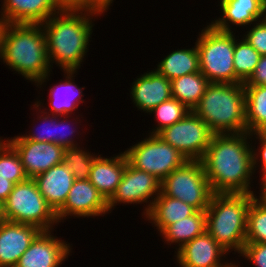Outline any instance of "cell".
<instances>
[{"label":"cell","instance_id":"cell-1","mask_svg":"<svg viewBox=\"0 0 266 267\" xmlns=\"http://www.w3.org/2000/svg\"><path fill=\"white\" fill-rule=\"evenodd\" d=\"M251 133L213 134L200 160L213 193H258L254 180Z\"/></svg>","mask_w":266,"mask_h":267},{"label":"cell","instance_id":"cell-2","mask_svg":"<svg viewBox=\"0 0 266 267\" xmlns=\"http://www.w3.org/2000/svg\"><path fill=\"white\" fill-rule=\"evenodd\" d=\"M107 11V9L62 8L41 24L52 68L53 64L62 71H78L81 68L89 52L94 21Z\"/></svg>","mask_w":266,"mask_h":267},{"label":"cell","instance_id":"cell-3","mask_svg":"<svg viewBox=\"0 0 266 267\" xmlns=\"http://www.w3.org/2000/svg\"><path fill=\"white\" fill-rule=\"evenodd\" d=\"M0 60L8 69H13L38 88L46 86L50 74H53L41 24H4L0 38Z\"/></svg>","mask_w":266,"mask_h":267},{"label":"cell","instance_id":"cell-4","mask_svg":"<svg viewBox=\"0 0 266 267\" xmlns=\"http://www.w3.org/2000/svg\"><path fill=\"white\" fill-rule=\"evenodd\" d=\"M256 193H214L206 209V231L229 253L246 243L247 215Z\"/></svg>","mask_w":266,"mask_h":267},{"label":"cell","instance_id":"cell-5","mask_svg":"<svg viewBox=\"0 0 266 267\" xmlns=\"http://www.w3.org/2000/svg\"><path fill=\"white\" fill-rule=\"evenodd\" d=\"M192 111L214 134L247 132L244 83H210Z\"/></svg>","mask_w":266,"mask_h":267},{"label":"cell","instance_id":"cell-6","mask_svg":"<svg viewBox=\"0 0 266 267\" xmlns=\"http://www.w3.org/2000/svg\"><path fill=\"white\" fill-rule=\"evenodd\" d=\"M196 39L200 72L210 83H236L234 31H221L207 23Z\"/></svg>","mask_w":266,"mask_h":267},{"label":"cell","instance_id":"cell-7","mask_svg":"<svg viewBox=\"0 0 266 267\" xmlns=\"http://www.w3.org/2000/svg\"><path fill=\"white\" fill-rule=\"evenodd\" d=\"M2 206L5 220L34 225L42 231L55 230L59 225L56 213L31 178L16 183Z\"/></svg>","mask_w":266,"mask_h":267},{"label":"cell","instance_id":"cell-8","mask_svg":"<svg viewBox=\"0 0 266 267\" xmlns=\"http://www.w3.org/2000/svg\"><path fill=\"white\" fill-rule=\"evenodd\" d=\"M160 192L206 211L214 194L200 160H188L160 183Z\"/></svg>","mask_w":266,"mask_h":267},{"label":"cell","instance_id":"cell-9","mask_svg":"<svg viewBox=\"0 0 266 267\" xmlns=\"http://www.w3.org/2000/svg\"><path fill=\"white\" fill-rule=\"evenodd\" d=\"M147 135L124 152L132 167L152 174L161 182L173 170L181 167L188 160L156 134Z\"/></svg>","mask_w":266,"mask_h":267},{"label":"cell","instance_id":"cell-10","mask_svg":"<svg viewBox=\"0 0 266 267\" xmlns=\"http://www.w3.org/2000/svg\"><path fill=\"white\" fill-rule=\"evenodd\" d=\"M214 133L192 110L180 121L156 135L182 153L187 160H201Z\"/></svg>","mask_w":266,"mask_h":267},{"label":"cell","instance_id":"cell-11","mask_svg":"<svg viewBox=\"0 0 266 267\" xmlns=\"http://www.w3.org/2000/svg\"><path fill=\"white\" fill-rule=\"evenodd\" d=\"M160 183L152 174L137 170L127 163L121 182L108 200L109 213L119 204L137 206L145 203L141 213L144 218L160 194Z\"/></svg>","mask_w":266,"mask_h":267},{"label":"cell","instance_id":"cell-12","mask_svg":"<svg viewBox=\"0 0 266 267\" xmlns=\"http://www.w3.org/2000/svg\"><path fill=\"white\" fill-rule=\"evenodd\" d=\"M109 214L108 201L87 180H75L64 205L56 212L58 223L67 218H92ZM71 216V217H70Z\"/></svg>","mask_w":266,"mask_h":267},{"label":"cell","instance_id":"cell-13","mask_svg":"<svg viewBox=\"0 0 266 267\" xmlns=\"http://www.w3.org/2000/svg\"><path fill=\"white\" fill-rule=\"evenodd\" d=\"M4 138L18 153L25 174L33 179L63 162L65 148L52 142Z\"/></svg>","mask_w":266,"mask_h":267},{"label":"cell","instance_id":"cell-14","mask_svg":"<svg viewBox=\"0 0 266 267\" xmlns=\"http://www.w3.org/2000/svg\"><path fill=\"white\" fill-rule=\"evenodd\" d=\"M53 232L41 231L15 267H61L72 255V244L54 236Z\"/></svg>","mask_w":266,"mask_h":267},{"label":"cell","instance_id":"cell-15","mask_svg":"<svg viewBox=\"0 0 266 267\" xmlns=\"http://www.w3.org/2000/svg\"><path fill=\"white\" fill-rule=\"evenodd\" d=\"M179 267H225L229 262L225 250L207 231L175 251Z\"/></svg>","mask_w":266,"mask_h":267},{"label":"cell","instance_id":"cell-16","mask_svg":"<svg viewBox=\"0 0 266 267\" xmlns=\"http://www.w3.org/2000/svg\"><path fill=\"white\" fill-rule=\"evenodd\" d=\"M64 80H60L59 83L50 86L48 94V108L44 107V100H37L34 102L35 105L39 107L44 113L56 116L72 115L77 111L80 104L84 103L83 87L77 86L75 83V77L78 71L75 70H65L62 71ZM76 74V75H75ZM43 101V102H42ZM42 106V107H41Z\"/></svg>","mask_w":266,"mask_h":267},{"label":"cell","instance_id":"cell-17","mask_svg":"<svg viewBox=\"0 0 266 267\" xmlns=\"http://www.w3.org/2000/svg\"><path fill=\"white\" fill-rule=\"evenodd\" d=\"M38 227L4 220L0 223V267H15L41 232Z\"/></svg>","mask_w":266,"mask_h":267},{"label":"cell","instance_id":"cell-18","mask_svg":"<svg viewBox=\"0 0 266 267\" xmlns=\"http://www.w3.org/2000/svg\"><path fill=\"white\" fill-rule=\"evenodd\" d=\"M130 87L133 105L145 114L172 97L170 80L155 69L137 76Z\"/></svg>","mask_w":266,"mask_h":267},{"label":"cell","instance_id":"cell-19","mask_svg":"<svg viewBox=\"0 0 266 267\" xmlns=\"http://www.w3.org/2000/svg\"><path fill=\"white\" fill-rule=\"evenodd\" d=\"M221 15L210 24L221 31H229L238 27H248L264 19L265 6L263 0H221L218 1Z\"/></svg>","mask_w":266,"mask_h":267},{"label":"cell","instance_id":"cell-20","mask_svg":"<svg viewBox=\"0 0 266 267\" xmlns=\"http://www.w3.org/2000/svg\"><path fill=\"white\" fill-rule=\"evenodd\" d=\"M0 6L5 24H42L62 9L56 0H2Z\"/></svg>","mask_w":266,"mask_h":267},{"label":"cell","instance_id":"cell-21","mask_svg":"<svg viewBox=\"0 0 266 267\" xmlns=\"http://www.w3.org/2000/svg\"><path fill=\"white\" fill-rule=\"evenodd\" d=\"M39 192L56 213L66 202L75 181L67 165L62 162L33 178Z\"/></svg>","mask_w":266,"mask_h":267},{"label":"cell","instance_id":"cell-22","mask_svg":"<svg viewBox=\"0 0 266 267\" xmlns=\"http://www.w3.org/2000/svg\"><path fill=\"white\" fill-rule=\"evenodd\" d=\"M127 163L125 152H119L118 155L109 158L98 153L95 157L89 181L107 201L115 193L121 182Z\"/></svg>","mask_w":266,"mask_h":267},{"label":"cell","instance_id":"cell-23","mask_svg":"<svg viewBox=\"0 0 266 267\" xmlns=\"http://www.w3.org/2000/svg\"><path fill=\"white\" fill-rule=\"evenodd\" d=\"M196 211L194 207L182 200L171 198L160 192L144 220L151 223L154 229L156 227L157 233L160 234L167 226L193 215Z\"/></svg>","mask_w":266,"mask_h":267},{"label":"cell","instance_id":"cell-24","mask_svg":"<svg viewBox=\"0 0 266 267\" xmlns=\"http://www.w3.org/2000/svg\"><path fill=\"white\" fill-rule=\"evenodd\" d=\"M206 231L205 211H196L193 215L167 226L159 235L165 244L179 250L184 244Z\"/></svg>","mask_w":266,"mask_h":267},{"label":"cell","instance_id":"cell-25","mask_svg":"<svg viewBox=\"0 0 266 267\" xmlns=\"http://www.w3.org/2000/svg\"><path fill=\"white\" fill-rule=\"evenodd\" d=\"M156 65L155 70L170 81L183 75L200 72L196 43L192 48H178L170 52Z\"/></svg>","mask_w":266,"mask_h":267},{"label":"cell","instance_id":"cell-26","mask_svg":"<svg viewBox=\"0 0 266 267\" xmlns=\"http://www.w3.org/2000/svg\"><path fill=\"white\" fill-rule=\"evenodd\" d=\"M170 82L172 97L186 105L190 110H193L199 103L210 84L201 72L183 75Z\"/></svg>","mask_w":266,"mask_h":267},{"label":"cell","instance_id":"cell-27","mask_svg":"<svg viewBox=\"0 0 266 267\" xmlns=\"http://www.w3.org/2000/svg\"><path fill=\"white\" fill-rule=\"evenodd\" d=\"M244 89L247 132L263 130L266 126V86L244 85Z\"/></svg>","mask_w":266,"mask_h":267},{"label":"cell","instance_id":"cell-28","mask_svg":"<svg viewBox=\"0 0 266 267\" xmlns=\"http://www.w3.org/2000/svg\"><path fill=\"white\" fill-rule=\"evenodd\" d=\"M235 36L233 55L236 83H246L254 73L261 55L242 37Z\"/></svg>","mask_w":266,"mask_h":267},{"label":"cell","instance_id":"cell-29","mask_svg":"<svg viewBox=\"0 0 266 267\" xmlns=\"http://www.w3.org/2000/svg\"><path fill=\"white\" fill-rule=\"evenodd\" d=\"M246 243H266V202L257 194L248 209Z\"/></svg>","mask_w":266,"mask_h":267},{"label":"cell","instance_id":"cell-30","mask_svg":"<svg viewBox=\"0 0 266 267\" xmlns=\"http://www.w3.org/2000/svg\"><path fill=\"white\" fill-rule=\"evenodd\" d=\"M190 111L191 110L186 105L171 97L170 99L159 104L149 113H147V115L154 114V121H156L155 123H157V125H155V128H151L149 134H157L165 127L171 126L177 121H180Z\"/></svg>","mask_w":266,"mask_h":267},{"label":"cell","instance_id":"cell-31","mask_svg":"<svg viewBox=\"0 0 266 267\" xmlns=\"http://www.w3.org/2000/svg\"><path fill=\"white\" fill-rule=\"evenodd\" d=\"M82 144L76 147L65 148L63 162L72 172L75 180H87L90 176L91 167L96 153L86 150Z\"/></svg>","mask_w":266,"mask_h":267},{"label":"cell","instance_id":"cell-32","mask_svg":"<svg viewBox=\"0 0 266 267\" xmlns=\"http://www.w3.org/2000/svg\"><path fill=\"white\" fill-rule=\"evenodd\" d=\"M0 176L14 184L28 179L18 153L5 139L0 143Z\"/></svg>","mask_w":266,"mask_h":267},{"label":"cell","instance_id":"cell-33","mask_svg":"<svg viewBox=\"0 0 266 267\" xmlns=\"http://www.w3.org/2000/svg\"><path fill=\"white\" fill-rule=\"evenodd\" d=\"M32 106L34 108V109L32 108V110L33 111L36 110V114H37V118H36L37 121L35 122L38 123V120H39V122L43 125H38L39 127H36L37 128L36 131L35 130L33 131L32 129H30L25 134L17 135V136L11 137L10 139H27V140H32L35 142L55 143L56 115H50V114L44 113L42 110L40 111L39 107L35 105L34 103L32 104Z\"/></svg>","mask_w":266,"mask_h":267},{"label":"cell","instance_id":"cell-34","mask_svg":"<svg viewBox=\"0 0 266 267\" xmlns=\"http://www.w3.org/2000/svg\"><path fill=\"white\" fill-rule=\"evenodd\" d=\"M72 116L73 115L56 116L55 144L60 145L64 148L76 147L80 146L81 144L75 139L81 138L80 135L83 134L79 130H77L78 125H82V120H80L81 118L79 115L75 117ZM67 118L70 120H68ZM72 126H74V128Z\"/></svg>","mask_w":266,"mask_h":267},{"label":"cell","instance_id":"cell-35","mask_svg":"<svg viewBox=\"0 0 266 267\" xmlns=\"http://www.w3.org/2000/svg\"><path fill=\"white\" fill-rule=\"evenodd\" d=\"M256 139L259 141V143H256ZM251 141L252 142V159H253V171L254 174L256 173V170L259 169V173L261 178L259 180H262L266 177V134L260 130L257 132L251 133ZM255 140V144L253 145V142ZM256 144H258L256 149ZM261 170V171H260Z\"/></svg>","mask_w":266,"mask_h":267},{"label":"cell","instance_id":"cell-36","mask_svg":"<svg viewBox=\"0 0 266 267\" xmlns=\"http://www.w3.org/2000/svg\"><path fill=\"white\" fill-rule=\"evenodd\" d=\"M242 36L261 56L266 55V20H259L248 26Z\"/></svg>","mask_w":266,"mask_h":267},{"label":"cell","instance_id":"cell-37","mask_svg":"<svg viewBox=\"0 0 266 267\" xmlns=\"http://www.w3.org/2000/svg\"><path fill=\"white\" fill-rule=\"evenodd\" d=\"M238 256L247 259L253 267H266V243H245Z\"/></svg>","mask_w":266,"mask_h":267},{"label":"cell","instance_id":"cell-38","mask_svg":"<svg viewBox=\"0 0 266 267\" xmlns=\"http://www.w3.org/2000/svg\"><path fill=\"white\" fill-rule=\"evenodd\" d=\"M244 85L266 86V55L260 57L254 73Z\"/></svg>","mask_w":266,"mask_h":267},{"label":"cell","instance_id":"cell-39","mask_svg":"<svg viewBox=\"0 0 266 267\" xmlns=\"http://www.w3.org/2000/svg\"><path fill=\"white\" fill-rule=\"evenodd\" d=\"M62 8L105 9L97 0H56Z\"/></svg>","mask_w":266,"mask_h":267},{"label":"cell","instance_id":"cell-40","mask_svg":"<svg viewBox=\"0 0 266 267\" xmlns=\"http://www.w3.org/2000/svg\"><path fill=\"white\" fill-rule=\"evenodd\" d=\"M14 183L8 178H4L3 176H0V203L3 204L11 191L13 190Z\"/></svg>","mask_w":266,"mask_h":267},{"label":"cell","instance_id":"cell-41","mask_svg":"<svg viewBox=\"0 0 266 267\" xmlns=\"http://www.w3.org/2000/svg\"><path fill=\"white\" fill-rule=\"evenodd\" d=\"M259 197L264 201V202H266V177L265 178H263L262 180H260L259 181Z\"/></svg>","mask_w":266,"mask_h":267},{"label":"cell","instance_id":"cell-42","mask_svg":"<svg viewBox=\"0 0 266 267\" xmlns=\"http://www.w3.org/2000/svg\"><path fill=\"white\" fill-rule=\"evenodd\" d=\"M105 9H111L114 0H97Z\"/></svg>","mask_w":266,"mask_h":267},{"label":"cell","instance_id":"cell-43","mask_svg":"<svg viewBox=\"0 0 266 267\" xmlns=\"http://www.w3.org/2000/svg\"><path fill=\"white\" fill-rule=\"evenodd\" d=\"M230 263H228L225 267H241L238 263H235L236 261H229ZM238 264V265H237Z\"/></svg>","mask_w":266,"mask_h":267},{"label":"cell","instance_id":"cell-44","mask_svg":"<svg viewBox=\"0 0 266 267\" xmlns=\"http://www.w3.org/2000/svg\"><path fill=\"white\" fill-rule=\"evenodd\" d=\"M4 220L5 219H4V216H3V206L0 203V223L3 222Z\"/></svg>","mask_w":266,"mask_h":267},{"label":"cell","instance_id":"cell-45","mask_svg":"<svg viewBox=\"0 0 266 267\" xmlns=\"http://www.w3.org/2000/svg\"><path fill=\"white\" fill-rule=\"evenodd\" d=\"M4 21L2 20V18H1V15H0V38H1V32H2V28H3V26H4Z\"/></svg>","mask_w":266,"mask_h":267},{"label":"cell","instance_id":"cell-46","mask_svg":"<svg viewBox=\"0 0 266 267\" xmlns=\"http://www.w3.org/2000/svg\"><path fill=\"white\" fill-rule=\"evenodd\" d=\"M264 19L266 20V6H265V12H264Z\"/></svg>","mask_w":266,"mask_h":267},{"label":"cell","instance_id":"cell-47","mask_svg":"<svg viewBox=\"0 0 266 267\" xmlns=\"http://www.w3.org/2000/svg\"><path fill=\"white\" fill-rule=\"evenodd\" d=\"M262 131L266 134V126H265V128Z\"/></svg>","mask_w":266,"mask_h":267}]
</instances>
